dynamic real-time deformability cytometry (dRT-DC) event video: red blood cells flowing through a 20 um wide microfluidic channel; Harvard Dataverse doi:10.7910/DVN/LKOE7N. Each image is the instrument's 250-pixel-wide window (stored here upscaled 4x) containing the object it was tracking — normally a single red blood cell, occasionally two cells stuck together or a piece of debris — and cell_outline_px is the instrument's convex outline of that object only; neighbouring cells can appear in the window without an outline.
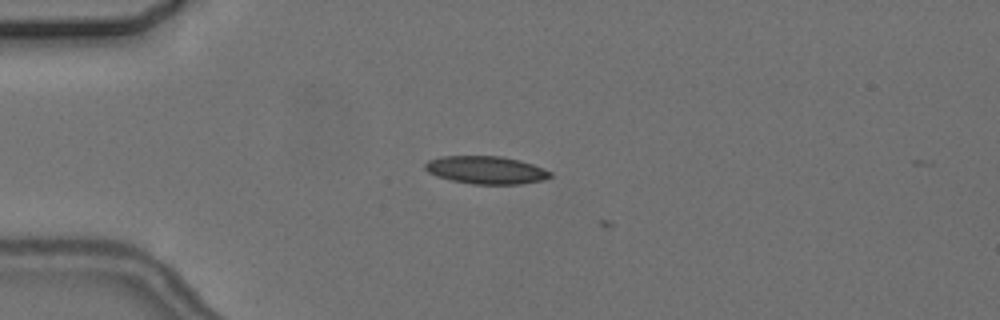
{"species": "common noctule bat (a hibernating species)", "species_latin": "Nyctalus noctula", "temperature_condition": "cold", "stored_images_in_passage": 6, "camera_frame_rate_fps": 3000, "um_per_image_px": 0.085, "animal": {"sex": "female", "body_mass_g": 24.6, "forearm_length_mm": 56.2}, "frame": {"image": 1, "passage_image": 4, "time_ms": 3.667, "image_size_px": [1000, 320], "cell_outline_px": [[552, 176], [544, 180], [520, 184], [472, 184], [452, 180], [436, 176], [428, 172], [424, 168], [424, 164], [428, 160], [440, 156], [500, 156], [520, 160], [544, 168], [552, 172]], "centroid_in_image_um": [41.31, 14.45], "position_along_channel_um": 43.7, "area_um2": 20.4}}